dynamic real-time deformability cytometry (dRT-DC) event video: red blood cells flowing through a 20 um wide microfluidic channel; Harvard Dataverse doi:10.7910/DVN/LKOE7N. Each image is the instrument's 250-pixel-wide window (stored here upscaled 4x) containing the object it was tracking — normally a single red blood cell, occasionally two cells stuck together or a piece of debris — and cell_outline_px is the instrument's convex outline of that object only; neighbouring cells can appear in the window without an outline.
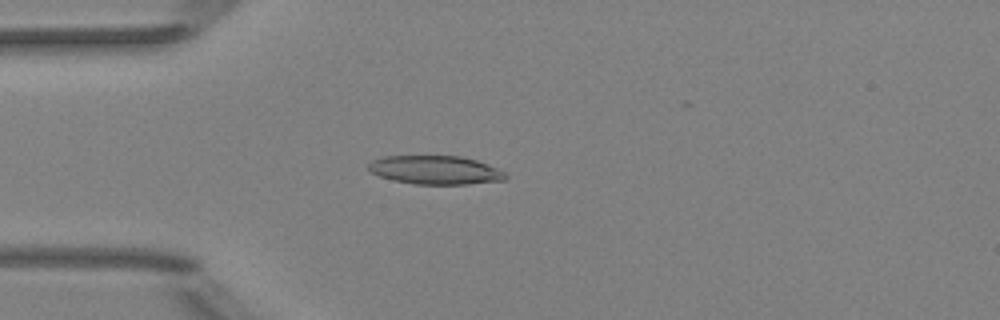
{"species": "Egyptian fruit bat (a non-hibernating species)", "species_latin": "Rousettus aegyptiacus", "temperature_condition": "room temperature", "stored_images_in_passage": 53, "camera_frame_rate_fps": 3000, "um_per_image_px": 0.085, "animal": {"sex": "female"}, "frame": {"image": 1, "passage_image": 15, "time_ms": 4.667, "image_size_px": [1000, 320], "cell_outline_px": [[508, 176], [504, 180], [468, 184], [416, 184], [396, 180], [380, 176], [372, 172], [368, 168], [368, 164], [372, 160], [384, 156], [460, 156], [476, 160], [496, 168], [504, 172]], "centroid_in_image_um": [37.01, 14.45], "position_along_channel_um": 48.0, "area_um2": 22.6}}
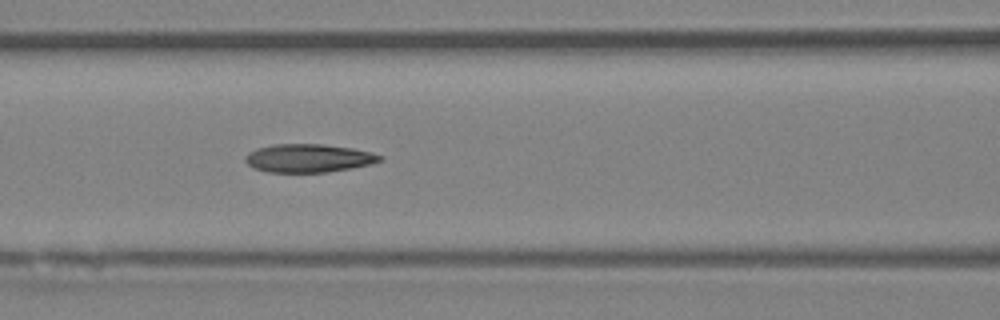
{"frame": {"image": 2, "passage_image": 23, "time_ms": 7.333, "image_size_px": [1000, 320], "cell_outline_px": [[384, 160], [352, 168], [328, 172], [268, 172], [252, 168], [244, 160], [244, 156], [248, 152], [256, 148], [272, 144], [320, 144], [352, 148], [372, 152], [384, 156]], "centroid_in_image_um": [26.2, 13.44], "position_along_channel_um": 140.4, "area_um2": 22.37}}
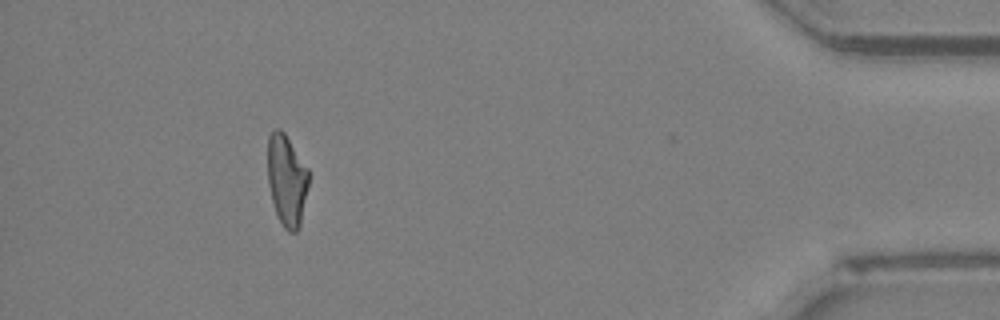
{"frame": {"image": 3, "passage_image": 48, "time_ms": 15.667, "image_size_px": [1000, 320], "cell_outline_px": [[308, 184], [300, 224], [296, 232], [288, 232], [284, 228], [276, 212], [272, 200], [268, 184], [268, 136], [276, 128], [280, 128], [284, 132], [308, 168]], "centroid_in_image_um": [24.36, 15.29], "position_along_channel_um": 410.8, "area_um2": 21.56}, "authors_computed_cell_mechanics": {"area_um2": 22.5998, "velocity_mm_per_s": 3.9721, "shape_relaxation_time_tau1_ms": null, "shape_relaxation_time_tau2_ms": 3.5822, "deformation_change_tau1": null, "deformation_change_tau2": 0.1251}}